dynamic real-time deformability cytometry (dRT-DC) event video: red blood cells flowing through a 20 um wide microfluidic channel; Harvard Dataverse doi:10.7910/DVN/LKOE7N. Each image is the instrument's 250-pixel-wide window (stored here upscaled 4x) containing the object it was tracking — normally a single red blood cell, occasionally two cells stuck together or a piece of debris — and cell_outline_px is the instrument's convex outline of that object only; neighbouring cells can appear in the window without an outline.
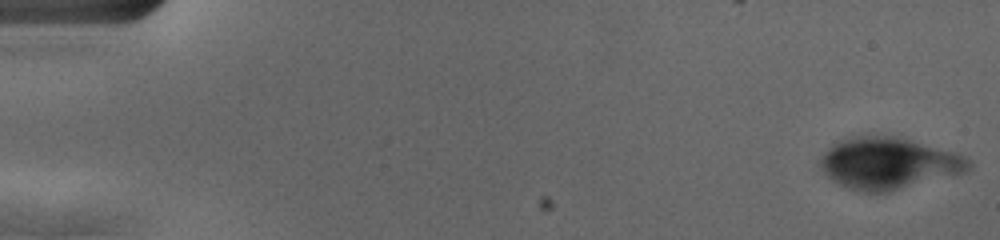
{"species": "human", "species_latin": "Homo sapiens", "temperature_condition": "cold", "stored_images_in_passage": 55, "camera_frame_rate_fps": 3000, "um_per_image_px": 0.085, "donor": {"sex": "female"}, "frame": {"image": 1, "passage_image": 1, "time_ms": 0.0, "image_size_px": [1000, 240], "cell_outline_px": [[972, 164], [968, 172], [888, 192], [864, 192], [848, 188], [832, 180], [816, 164], [820, 156], [832, 144], [840, 140], [856, 136], [900, 136], [956, 152], [964, 156]], "centroid_in_image_um": [75.53, 13.87], "position_along_channel_um": 9.5, "area_um2": 45.03}}
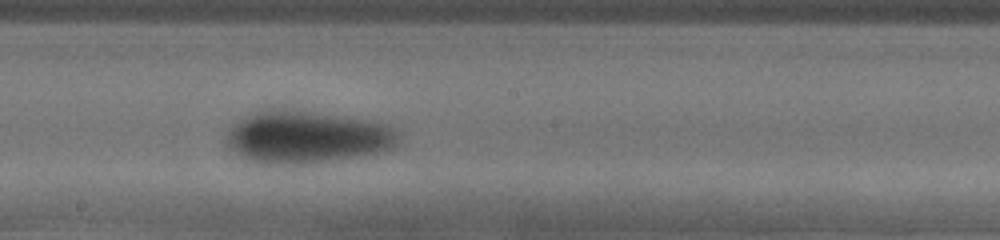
{"frame": {"image": 2, "passage_image": 31, "time_ms": 10.0, "image_size_px": [1000, 240], "cell_outline_px": [[400, 140], [396, 144], [380, 152], [312, 164], [256, 164], [248, 160], [228, 148], [224, 140], [224, 136], [228, 128], [232, 124], [264, 108], [292, 108], [344, 116], [388, 124], [400, 132]], "centroid_in_image_um": [26.02, 11.64], "position_along_channel_um": 222.2, "area_um2": 53.52}}
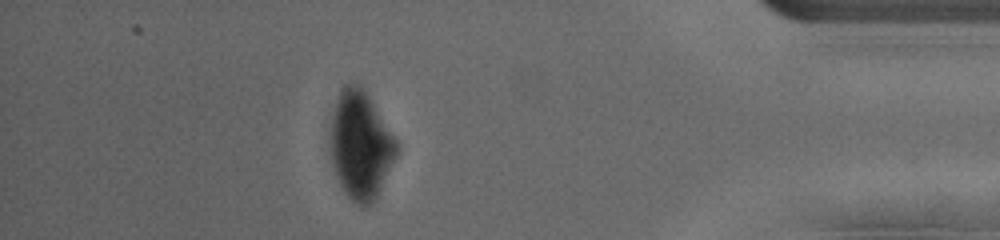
{"frame": {"image": 3, "passage_image": 49, "time_ms": 16.0, "image_size_px": [1000, 240], "cell_outline_px": [[400, 148], [372, 204], [364, 208], [360, 208], [344, 192], [336, 176], [332, 164], [328, 144], [328, 132], [332, 112], [336, 100], [356, 80], [360, 84], [400, 144]], "centroid_in_image_um": [30.62, 12.38], "position_along_channel_um": 404.6, "area_um2": 41.73}}